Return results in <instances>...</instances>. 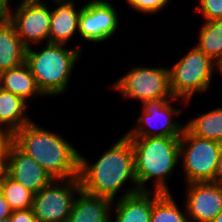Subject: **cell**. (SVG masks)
Returning a JSON list of instances; mask_svg holds the SVG:
<instances>
[{
  "label": "cell",
  "instance_id": "cell-29",
  "mask_svg": "<svg viewBox=\"0 0 222 222\" xmlns=\"http://www.w3.org/2000/svg\"><path fill=\"white\" fill-rule=\"evenodd\" d=\"M10 0H0V20L8 19L11 5Z\"/></svg>",
  "mask_w": 222,
  "mask_h": 222
},
{
  "label": "cell",
  "instance_id": "cell-20",
  "mask_svg": "<svg viewBox=\"0 0 222 222\" xmlns=\"http://www.w3.org/2000/svg\"><path fill=\"white\" fill-rule=\"evenodd\" d=\"M185 129L192 135L222 143V107L194 117L185 124Z\"/></svg>",
  "mask_w": 222,
  "mask_h": 222
},
{
  "label": "cell",
  "instance_id": "cell-18",
  "mask_svg": "<svg viewBox=\"0 0 222 222\" xmlns=\"http://www.w3.org/2000/svg\"><path fill=\"white\" fill-rule=\"evenodd\" d=\"M0 87L22 97L26 102L31 97L43 95L26 62L20 66L1 72Z\"/></svg>",
  "mask_w": 222,
  "mask_h": 222
},
{
  "label": "cell",
  "instance_id": "cell-17",
  "mask_svg": "<svg viewBox=\"0 0 222 222\" xmlns=\"http://www.w3.org/2000/svg\"><path fill=\"white\" fill-rule=\"evenodd\" d=\"M26 49L13 24L0 20V73L25 63Z\"/></svg>",
  "mask_w": 222,
  "mask_h": 222
},
{
  "label": "cell",
  "instance_id": "cell-24",
  "mask_svg": "<svg viewBox=\"0 0 222 222\" xmlns=\"http://www.w3.org/2000/svg\"><path fill=\"white\" fill-rule=\"evenodd\" d=\"M195 12H201L205 21L222 19V0H198Z\"/></svg>",
  "mask_w": 222,
  "mask_h": 222
},
{
  "label": "cell",
  "instance_id": "cell-11",
  "mask_svg": "<svg viewBox=\"0 0 222 222\" xmlns=\"http://www.w3.org/2000/svg\"><path fill=\"white\" fill-rule=\"evenodd\" d=\"M117 11L104 0H91L82 6L79 15L78 32L89 42H103L111 38L118 29Z\"/></svg>",
  "mask_w": 222,
  "mask_h": 222
},
{
  "label": "cell",
  "instance_id": "cell-12",
  "mask_svg": "<svg viewBox=\"0 0 222 222\" xmlns=\"http://www.w3.org/2000/svg\"><path fill=\"white\" fill-rule=\"evenodd\" d=\"M185 208L189 222H211L222 211V185L212 182L186 184Z\"/></svg>",
  "mask_w": 222,
  "mask_h": 222
},
{
  "label": "cell",
  "instance_id": "cell-15",
  "mask_svg": "<svg viewBox=\"0 0 222 222\" xmlns=\"http://www.w3.org/2000/svg\"><path fill=\"white\" fill-rule=\"evenodd\" d=\"M75 197L67 222H110V207L113 201L89 194L80 189Z\"/></svg>",
  "mask_w": 222,
  "mask_h": 222
},
{
  "label": "cell",
  "instance_id": "cell-14",
  "mask_svg": "<svg viewBox=\"0 0 222 222\" xmlns=\"http://www.w3.org/2000/svg\"><path fill=\"white\" fill-rule=\"evenodd\" d=\"M153 192L140 191L132 186L123 196L117 199L115 204L114 222H150L152 215ZM110 222L112 219L110 218Z\"/></svg>",
  "mask_w": 222,
  "mask_h": 222
},
{
  "label": "cell",
  "instance_id": "cell-1",
  "mask_svg": "<svg viewBox=\"0 0 222 222\" xmlns=\"http://www.w3.org/2000/svg\"><path fill=\"white\" fill-rule=\"evenodd\" d=\"M79 181L85 192L114 201L117 192L130 180L139 188L135 173L134 153L126 133L108 151L90 164L79 154Z\"/></svg>",
  "mask_w": 222,
  "mask_h": 222
},
{
  "label": "cell",
  "instance_id": "cell-30",
  "mask_svg": "<svg viewBox=\"0 0 222 222\" xmlns=\"http://www.w3.org/2000/svg\"><path fill=\"white\" fill-rule=\"evenodd\" d=\"M214 183L222 185V149L219 155V160L214 173Z\"/></svg>",
  "mask_w": 222,
  "mask_h": 222
},
{
  "label": "cell",
  "instance_id": "cell-6",
  "mask_svg": "<svg viewBox=\"0 0 222 222\" xmlns=\"http://www.w3.org/2000/svg\"><path fill=\"white\" fill-rule=\"evenodd\" d=\"M222 149V143L200 138L184 129L180 136L179 159L186 183L212 182Z\"/></svg>",
  "mask_w": 222,
  "mask_h": 222
},
{
  "label": "cell",
  "instance_id": "cell-13",
  "mask_svg": "<svg viewBox=\"0 0 222 222\" xmlns=\"http://www.w3.org/2000/svg\"><path fill=\"white\" fill-rule=\"evenodd\" d=\"M3 171L34 194L53 180L43 167L14 142L9 146Z\"/></svg>",
  "mask_w": 222,
  "mask_h": 222
},
{
  "label": "cell",
  "instance_id": "cell-23",
  "mask_svg": "<svg viewBox=\"0 0 222 222\" xmlns=\"http://www.w3.org/2000/svg\"><path fill=\"white\" fill-rule=\"evenodd\" d=\"M0 191L12 211L32 208L34 193L10 178L4 171L0 176Z\"/></svg>",
  "mask_w": 222,
  "mask_h": 222
},
{
  "label": "cell",
  "instance_id": "cell-21",
  "mask_svg": "<svg viewBox=\"0 0 222 222\" xmlns=\"http://www.w3.org/2000/svg\"><path fill=\"white\" fill-rule=\"evenodd\" d=\"M196 47L218 65H222V19L204 21Z\"/></svg>",
  "mask_w": 222,
  "mask_h": 222
},
{
  "label": "cell",
  "instance_id": "cell-32",
  "mask_svg": "<svg viewBox=\"0 0 222 222\" xmlns=\"http://www.w3.org/2000/svg\"><path fill=\"white\" fill-rule=\"evenodd\" d=\"M211 222H222V211Z\"/></svg>",
  "mask_w": 222,
  "mask_h": 222
},
{
  "label": "cell",
  "instance_id": "cell-2",
  "mask_svg": "<svg viewBox=\"0 0 222 222\" xmlns=\"http://www.w3.org/2000/svg\"><path fill=\"white\" fill-rule=\"evenodd\" d=\"M13 142L43 167L52 179L79 176L80 153L58 133L31 121L13 134Z\"/></svg>",
  "mask_w": 222,
  "mask_h": 222
},
{
  "label": "cell",
  "instance_id": "cell-27",
  "mask_svg": "<svg viewBox=\"0 0 222 222\" xmlns=\"http://www.w3.org/2000/svg\"><path fill=\"white\" fill-rule=\"evenodd\" d=\"M10 222H37L32 208L12 211Z\"/></svg>",
  "mask_w": 222,
  "mask_h": 222
},
{
  "label": "cell",
  "instance_id": "cell-3",
  "mask_svg": "<svg viewBox=\"0 0 222 222\" xmlns=\"http://www.w3.org/2000/svg\"><path fill=\"white\" fill-rule=\"evenodd\" d=\"M133 147L137 183L140 191L155 179L154 191L170 193L166 180L180 161V137H129Z\"/></svg>",
  "mask_w": 222,
  "mask_h": 222
},
{
  "label": "cell",
  "instance_id": "cell-35",
  "mask_svg": "<svg viewBox=\"0 0 222 222\" xmlns=\"http://www.w3.org/2000/svg\"><path fill=\"white\" fill-rule=\"evenodd\" d=\"M0 130H7L3 125L0 123Z\"/></svg>",
  "mask_w": 222,
  "mask_h": 222
},
{
  "label": "cell",
  "instance_id": "cell-31",
  "mask_svg": "<svg viewBox=\"0 0 222 222\" xmlns=\"http://www.w3.org/2000/svg\"><path fill=\"white\" fill-rule=\"evenodd\" d=\"M22 1H27V2L34 3V4H45V3H43L42 0H22ZM52 1H55V4H57V3L64 2L67 0H52Z\"/></svg>",
  "mask_w": 222,
  "mask_h": 222
},
{
  "label": "cell",
  "instance_id": "cell-36",
  "mask_svg": "<svg viewBox=\"0 0 222 222\" xmlns=\"http://www.w3.org/2000/svg\"><path fill=\"white\" fill-rule=\"evenodd\" d=\"M3 172V169L0 167V176H1V173Z\"/></svg>",
  "mask_w": 222,
  "mask_h": 222
},
{
  "label": "cell",
  "instance_id": "cell-33",
  "mask_svg": "<svg viewBox=\"0 0 222 222\" xmlns=\"http://www.w3.org/2000/svg\"><path fill=\"white\" fill-rule=\"evenodd\" d=\"M0 222H10V217H7V218H4V219H1Z\"/></svg>",
  "mask_w": 222,
  "mask_h": 222
},
{
  "label": "cell",
  "instance_id": "cell-25",
  "mask_svg": "<svg viewBox=\"0 0 222 222\" xmlns=\"http://www.w3.org/2000/svg\"><path fill=\"white\" fill-rule=\"evenodd\" d=\"M169 1L170 0H126L127 4L134 10L144 14H156L161 11L162 8L166 7Z\"/></svg>",
  "mask_w": 222,
  "mask_h": 222
},
{
  "label": "cell",
  "instance_id": "cell-19",
  "mask_svg": "<svg viewBox=\"0 0 222 222\" xmlns=\"http://www.w3.org/2000/svg\"><path fill=\"white\" fill-rule=\"evenodd\" d=\"M27 105L22 97L0 87V123L12 134L32 121L25 114Z\"/></svg>",
  "mask_w": 222,
  "mask_h": 222
},
{
  "label": "cell",
  "instance_id": "cell-22",
  "mask_svg": "<svg viewBox=\"0 0 222 222\" xmlns=\"http://www.w3.org/2000/svg\"><path fill=\"white\" fill-rule=\"evenodd\" d=\"M171 193L153 191L150 222H189L187 212H182Z\"/></svg>",
  "mask_w": 222,
  "mask_h": 222
},
{
  "label": "cell",
  "instance_id": "cell-4",
  "mask_svg": "<svg viewBox=\"0 0 222 222\" xmlns=\"http://www.w3.org/2000/svg\"><path fill=\"white\" fill-rule=\"evenodd\" d=\"M80 52L78 47L67 49L65 44L57 43H46V48L38 52L27 47L25 62L44 96L60 95L68 89Z\"/></svg>",
  "mask_w": 222,
  "mask_h": 222
},
{
  "label": "cell",
  "instance_id": "cell-7",
  "mask_svg": "<svg viewBox=\"0 0 222 222\" xmlns=\"http://www.w3.org/2000/svg\"><path fill=\"white\" fill-rule=\"evenodd\" d=\"M112 87L127 99L157 101L174 99L170 90L169 69L136 66L125 73Z\"/></svg>",
  "mask_w": 222,
  "mask_h": 222
},
{
  "label": "cell",
  "instance_id": "cell-9",
  "mask_svg": "<svg viewBox=\"0 0 222 222\" xmlns=\"http://www.w3.org/2000/svg\"><path fill=\"white\" fill-rule=\"evenodd\" d=\"M177 99L179 98L143 102L142 114L137 119L138 124L126 132V135L128 137H180L185 125L174 121L171 117L173 114L181 113L180 109L171 105V101Z\"/></svg>",
  "mask_w": 222,
  "mask_h": 222
},
{
  "label": "cell",
  "instance_id": "cell-16",
  "mask_svg": "<svg viewBox=\"0 0 222 222\" xmlns=\"http://www.w3.org/2000/svg\"><path fill=\"white\" fill-rule=\"evenodd\" d=\"M74 0L57 3L51 11L49 43L68 44L70 38L78 33L79 15L82 10H76Z\"/></svg>",
  "mask_w": 222,
  "mask_h": 222
},
{
  "label": "cell",
  "instance_id": "cell-26",
  "mask_svg": "<svg viewBox=\"0 0 222 222\" xmlns=\"http://www.w3.org/2000/svg\"><path fill=\"white\" fill-rule=\"evenodd\" d=\"M13 142V134L8 130H0V167L4 170L7 153Z\"/></svg>",
  "mask_w": 222,
  "mask_h": 222
},
{
  "label": "cell",
  "instance_id": "cell-34",
  "mask_svg": "<svg viewBox=\"0 0 222 222\" xmlns=\"http://www.w3.org/2000/svg\"><path fill=\"white\" fill-rule=\"evenodd\" d=\"M218 70H219V71H218ZM216 71H218V72L220 73V75L222 76V65H219V67L217 68Z\"/></svg>",
  "mask_w": 222,
  "mask_h": 222
},
{
  "label": "cell",
  "instance_id": "cell-28",
  "mask_svg": "<svg viewBox=\"0 0 222 222\" xmlns=\"http://www.w3.org/2000/svg\"><path fill=\"white\" fill-rule=\"evenodd\" d=\"M12 214V210L9 207L8 202L5 199V196L0 191V220L10 217Z\"/></svg>",
  "mask_w": 222,
  "mask_h": 222
},
{
  "label": "cell",
  "instance_id": "cell-5",
  "mask_svg": "<svg viewBox=\"0 0 222 222\" xmlns=\"http://www.w3.org/2000/svg\"><path fill=\"white\" fill-rule=\"evenodd\" d=\"M219 65L196 46L169 69L170 90L174 98L185 102L210 87L213 71Z\"/></svg>",
  "mask_w": 222,
  "mask_h": 222
},
{
  "label": "cell",
  "instance_id": "cell-8",
  "mask_svg": "<svg viewBox=\"0 0 222 222\" xmlns=\"http://www.w3.org/2000/svg\"><path fill=\"white\" fill-rule=\"evenodd\" d=\"M80 189L79 177L53 179L34 194L32 210L37 222H67L76 196L75 192L78 193Z\"/></svg>",
  "mask_w": 222,
  "mask_h": 222
},
{
  "label": "cell",
  "instance_id": "cell-10",
  "mask_svg": "<svg viewBox=\"0 0 222 222\" xmlns=\"http://www.w3.org/2000/svg\"><path fill=\"white\" fill-rule=\"evenodd\" d=\"M18 5H15V10L10 9L8 20L15 27L22 43L26 47L44 40L49 43L51 11L47 5L22 0Z\"/></svg>",
  "mask_w": 222,
  "mask_h": 222
}]
</instances>
